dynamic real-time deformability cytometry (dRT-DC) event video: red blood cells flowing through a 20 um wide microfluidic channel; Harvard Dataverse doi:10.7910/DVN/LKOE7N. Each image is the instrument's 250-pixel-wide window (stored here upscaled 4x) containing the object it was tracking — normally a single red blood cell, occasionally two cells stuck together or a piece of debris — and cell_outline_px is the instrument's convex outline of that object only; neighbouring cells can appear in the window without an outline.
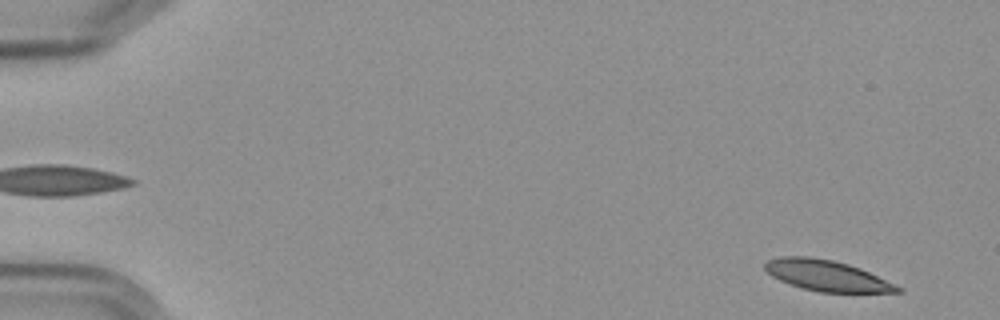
{"species": "Egyptian fruit bat (a non-hibernating species)", "species_latin": "Rousettus aegyptiacus", "temperature_condition": "cold", "stored_images_in_passage": 4, "camera_frame_rate_fps": 3000, "um_per_image_px": 0.085, "frame": {"image": 1, "passage_image": 1, "time_ms": 0.0, "image_size_px": [1000, 320], "cell_outline_px": [[904, 292], [820, 292], [804, 288], [780, 280], [772, 276], [764, 268], [764, 264], [768, 260], [780, 256], [808, 256], [832, 260], [848, 264], [860, 268], [904, 288]], "centroid_in_image_um": [70.3, 23.42], "position_along_channel_um": 14.7, "area_um2": 23.58}}